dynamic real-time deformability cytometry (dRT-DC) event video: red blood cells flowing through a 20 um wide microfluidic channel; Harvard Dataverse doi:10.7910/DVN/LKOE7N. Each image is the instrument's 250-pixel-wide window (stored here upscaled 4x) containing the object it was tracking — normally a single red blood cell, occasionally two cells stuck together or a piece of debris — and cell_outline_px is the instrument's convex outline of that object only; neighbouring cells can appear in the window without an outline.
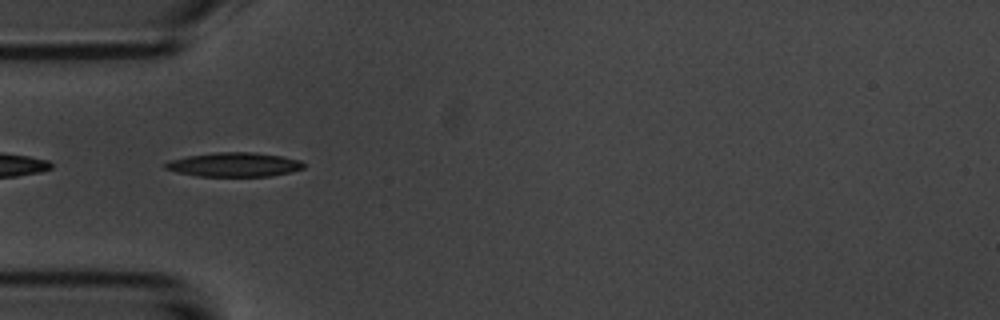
{"species": "common noctule bat (a hibernating species)", "species_latin": "Nyctalus noctula", "temperature_condition": "room temperature", "stored_images_in_passage": 6, "camera_frame_rate_fps": 3000, "um_per_image_px": 0.085, "animal": {"sex": "male", "body_mass_g": 20.1, "forearm_length_mm": 53.5}, "frame": {"image": 1, "passage_image": 5, "time_ms": 4.333, "image_size_px": [1000, 320], "cell_outline_px": [[308, 164], [304, 168], [288, 172], [268, 176], [196, 176], [176, 172], [164, 168], [164, 164], [168, 160], [188, 156], [216, 152], [256, 152], [284, 156], [300, 160]], "centroid_in_image_um": [19.92, 13.98], "position_along_channel_um": 65.1, "area_um2": 19.65}}